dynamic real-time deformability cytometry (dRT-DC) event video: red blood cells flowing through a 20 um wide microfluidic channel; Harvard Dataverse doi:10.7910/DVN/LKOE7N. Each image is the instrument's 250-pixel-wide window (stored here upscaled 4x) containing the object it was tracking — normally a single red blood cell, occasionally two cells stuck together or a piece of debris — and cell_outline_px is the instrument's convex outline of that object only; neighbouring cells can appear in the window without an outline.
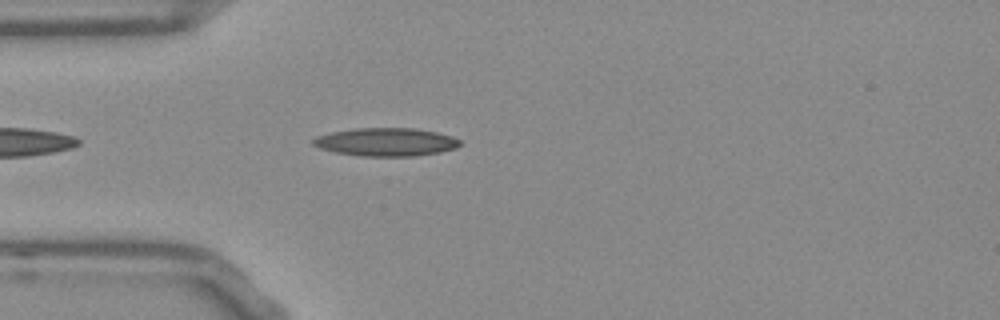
{"species": "Egyptian fruit bat (a non-hibernating species)", "species_latin": "Rousettus aegyptiacus", "temperature_condition": "room temperature", "stored_images_in_passage": 35, "camera_frame_rate_fps": 3000, "um_per_image_px": 0.085, "frame": {"image": 1, "passage_image": 3, "time_ms": 0.667, "image_size_px": [1000, 320], "cell_outline_px": [[460, 144], [456, 148], [440, 152], [416, 156], [360, 156], [336, 152], [320, 148], [312, 144], [312, 140], [316, 136], [332, 132], [356, 128], [416, 128], [436, 132], [452, 136], [460, 140]], "centroid_in_image_um": [32.82, 12.07], "position_along_channel_um": 52.2, "area_um2": 24.1}}
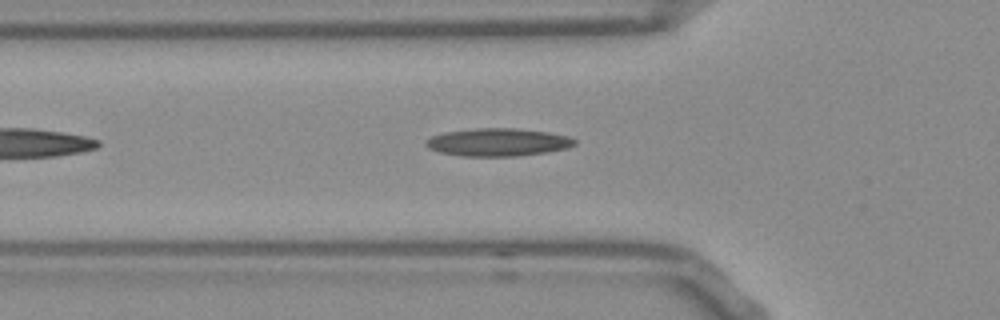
{"frame": {"image": 2, "passage_image": 6, "time_ms": 1.667, "image_size_px": [1000, 320], "cell_outline_px": [[576, 144], [568, 148], [548, 152], [516, 156], [464, 156], [440, 152], [428, 148], [424, 144], [424, 140], [432, 136], [444, 132], [476, 128], [516, 128], [548, 132], [568, 136], [576, 140]], "centroid_in_image_um": [42.32, 12.08], "position_along_channel_um": 83.5, "area_um2": 24.22}}
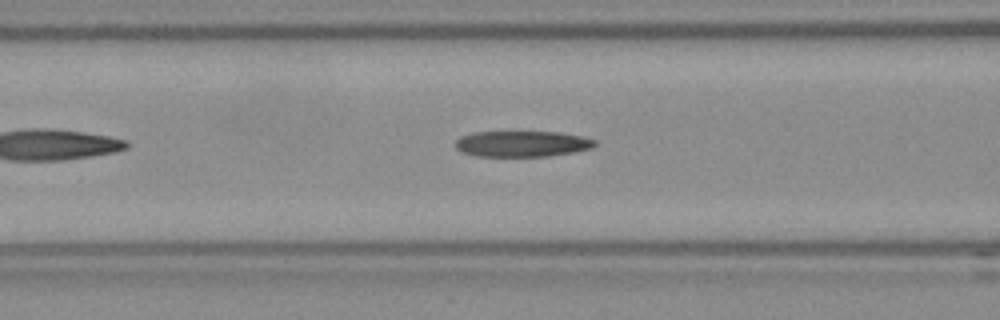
{"frame": {"image": 3, "passage_image": 9, "time_ms": 2.667, "image_size_px": [1000, 320], "cell_outline_px": [[596, 144], [592, 148], [572, 152], [548, 156], [476, 156], [460, 152], [456, 148], [456, 140], [460, 136], [472, 132], [560, 132], [580, 136], [596, 140]], "centroid_in_image_um": [44.34, 12.22], "position_along_channel_um": 122.3, "area_um2": 21.04}, "authors_computed_cell_mechanics": {"area_um2": 21.9062, "velocity_mm_per_s": 3.7835, "shape_relaxation_time_tau1_ms": null, "shape_relaxation_time_tau2_ms": 2.5479, "deformation_change_tau1": null, "deformation_change_tau2": 0.1298}}